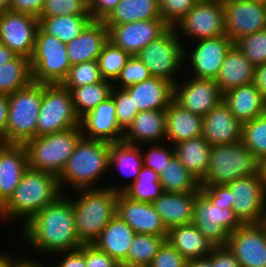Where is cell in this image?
<instances>
[{"label": "cell", "instance_id": "obj_56", "mask_svg": "<svg viewBox=\"0 0 266 267\" xmlns=\"http://www.w3.org/2000/svg\"><path fill=\"white\" fill-rule=\"evenodd\" d=\"M44 0H10L9 10L38 17Z\"/></svg>", "mask_w": 266, "mask_h": 267}, {"label": "cell", "instance_id": "obj_52", "mask_svg": "<svg viewBox=\"0 0 266 267\" xmlns=\"http://www.w3.org/2000/svg\"><path fill=\"white\" fill-rule=\"evenodd\" d=\"M200 191L217 207L232 209L234 197L230 188L224 185H200Z\"/></svg>", "mask_w": 266, "mask_h": 267}, {"label": "cell", "instance_id": "obj_58", "mask_svg": "<svg viewBox=\"0 0 266 267\" xmlns=\"http://www.w3.org/2000/svg\"><path fill=\"white\" fill-rule=\"evenodd\" d=\"M9 101L8 95L0 94V137L6 143V127L8 120Z\"/></svg>", "mask_w": 266, "mask_h": 267}, {"label": "cell", "instance_id": "obj_64", "mask_svg": "<svg viewBox=\"0 0 266 267\" xmlns=\"http://www.w3.org/2000/svg\"><path fill=\"white\" fill-rule=\"evenodd\" d=\"M259 175L266 186V157L259 161Z\"/></svg>", "mask_w": 266, "mask_h": 267}, {"label": "cell", "instance_id": "obj_42", "mask_svg": "<svg viewBox=\"0 0 266 267\" xmlns=\"http://www.w3.org/2000/svg\"><path fill=\"white\" fill-rule=\"evenodd\" d=\"M130 57L129 53L108 40L97 60L102 78L114 82Z\"/></svg>", "mask_w": 266, "mask_h": 267}, {"label": "cell", "instance_id": "obj_50", "mask_svg": "<svg viewBox=\"0 0 266 267\" xmlns=\"http://www.w3.org/2000/svg\"><path fill=\"white\" fill-rule=\"evenodd\" d=\"M167 145L161 146L158 144H153L147 152L142 154L143 155V164L145 167L154 170L157 175L160 177L162 174V170L167 165L169 160L175 155L174 146L172 147H165Z\"/></svg>", "mask_w": 266, "mask_h": 267}, {"label": "cell", "instance_id": "obj_18", "mask_svg": "<svg viewBox=\"0 0 266 267\" xmlns=\"http://www.w3.org/2000/svg\"><path fill=\"white\" fill-rule=\"evenodd\" d=\"M226 246L240 267H266V233L259 224H242L229 234Z\"/></svg>", "mask_w": 266, "mask_h": 267}, {"label": "cell", "instance_id": "obj_8", "mask_svg": "<svg viewBox=\"0 0 266 267\" xmlns=\"http://www.w3.org/2000/svg\"><path fill=\"white\" fill-rule=\"evenodd\" d=\"M32 81L44 84H61L72 66L66 44L38 27L35 46L30 58Z\"/></svg>", "mask_w": 266, "mask_h": 267}, {"label": "cell", "instance_id": "obj_30", "mask_svg": "<svg viewBox=\"0 0 266 267\" xmlns=\"http://www.w3.org/2000/svg\"><path fill=\"white\" fill-rule=\"evenodd\" d=\"M166 139L173 145L202 136L203 117L182 108L174 100L165 110Z\"/></svg>", "mask_w": 266, "mask_h": 267}, {"label": "cell", "instance_id": "obj_39", "mask_svg": "<svg viewBox=\"0 0 266 267\" xmlns=\"http://www.w3.org/2000/svg\"><path fill=\"white\" fill-rule=\"evenodd\" d=\"M32 82L30 59L17 55L0 66V94L11 95Z\"/></svg>", "mask_w": 266, "mask_h": 267}, {"label": "cell", "instance_id": "obj_51", "mask_svg": "<svg viewBox=\"0 0 266 267\" xmlns=\"http://www.w3.org/2000/svg\"><path fill=\"white\" fill-rule=\"evenodd\" d=\"M187 262L188 260L166 240L149 267H187Z\"/></svg>", "mask_w": 266, "mask_h": 267}, {"label": "cell", "instance_id": "obj_16", "mask_svg": "<svg viewBox=\"0 0 266 267\" xmlns=\"http://www.w3.org/2000/svg\"><path fill=\"white\" fill-rule=\"evenodd\" d=\"M106 27L108 40L134 56L170 26L162 18H155L120 25H106Z\"/></svg>", "mask_w": 266, "mask_h": 267}, {"label": "cell", "instance_id": "obj_20", "mask_svg": "<svg viewBox=\"0 0 266 267\" xmlns=\"http://www.w3.org/2000/svg\"><path fill=\"white\" fill-rule=\"evenodd\" d=\"M116 214L124 220L135 233L164 236L167 239L168 229L156 212L152 203L134 201L118 193Z\"/></svg>", "mask_w": 266, "mask_h": 267}, {"label": "cell", "instance_id": "obj_7", "mask_svg": "<svg viewBox=\"0 0 266 267\" xmlns=\"http://www.w3.org/2000/svg\"><path fill=\"white\" fill-rule=\"evenodd\" d=\"M257 173L259 161L241 141L214 145L211 148L207 173L200 185H224Z\"/></svg>", "mask_w": 266, "mask_h": 267}, {"label": "cell", "instance_id": "obj_41", "mask_svg": "<svg viewBox=\"0 0 266 267\" xmlns=\"http://www.w3.org/2000/svg\"><path fill=\"white\" fill-rule=\"evenodd\" d=\"M122 193L134 201L153 203L163 193V190L157 173L143 166L137 180Z\"/></svg>", "mask_w": 266, "mask_h": 267}, {"label": "cell", "instance_id": "obj_59", "mask_svg": "<svg viewBox=\"0 0 266 267\" xmlns=\"http://www.w3.org/2000/svg\"><path fill=\"white\" fill-rule=\"evenodd\" d=\"M253 83L266 98V63L255 67Z\"/></svg>", "mask_w": 266, "mask_h": 267}, {"label": "cell", "instance_id": "obj_47", "mask_svg": "<svg viewBox=\"0 0 266 267\" xmlns=\"http://www.w3.org/2000/svg\"><path fill=\"white\" fill-rule=\"evenodd\" d=\"M151 77L152 75L145 64L137 55H134L129 58L114 82L119 83L120 87H117L118 89H125Z\"/></svg>", "mask_w": 266, "mask_h": 267}, {"label": "cell", "instance_id": "obj_14", "mask_svg": "<svg viewBox=\"0 0 266 267\" xmlns=\"http://www.w3.org/2000/svg\"><path fill=\"white\" fill-rule=\"evenodd\" d=\"M233 194L235 217L241 224H258L262 215L266 186L259 173L226 184Z\"/></svg>", "mask_w": 266, "mask_h": 267}, {"label": "cell", "instance_id": "obj_11", "mask_svg": "<svg viewBox=\"0 0 266 267\" xmlns=\"http://www.w3.org/2000/svg\"><path fill=\"white\" fill-rule=\"evenodd\" d=\"M193 223L215 247L226 246L229 234L242 225L232 209L215 206L202 192L195 199Z\"/></svg>", "mask_w": 266, "mask_h": 267}, {"label": "cell", "instance_id": "obj_25", "mask_svg": "<svg viewBox=\"0 0 266 267\" xmlns=\"http://www.w3.org/2000/svg\"><path fill=\"white\" fill-rule=\"evenodd\" d=\"M108 41V29L103 21L92 20L81 34L66 44L71 65L98 60Z\"/></svg>", "mask_w": 266, "mask_h": 267}, {"label": "cell", "instance_id": "obj_24", "mask_svg": "<svg viewBox=\"0 0 266 267\" xmlns=\"http://www.w3.org/2000/svg\"><path fill=\"white\" fill-rule=\"evenodd\" d=\"M123 90L130 96L138 112L166 110L174 97V84L154 76Z\"/></svg>", "mask_w": 266, "mask_h": 267}, {"label": "cell", "instance_id": "obj_67", "mask_svg": "<svg viewBox=\"0 0 266 267\" xmlns=\"http://www.w3.org/2000/svg\"><path fill=\"white\" fill-rule=\"evenodd\" d=\"M113 267H136V266H133L131 264L122 261H118Z\"/></svg>", "mask_w": 266, "mask_h": 267}, {"label": "cell", "instance_id": "obj_2", "mask_svg": "<svg viewBox=\"0 0 266 267\" xmlns=\"http://www.w3.org/2000/svg\"><path fill=\"white\" fill-rule=\"evenodd\" d=\"M60 195L62 192L56 175L28 167L13 195L0 208V218L13 221L24 217L26 223Z\"/></svg>", "mask_w": 266, "mask_h": 267}, {"label": "cell", "instance_id": "obj_3", "mask_svg": "<svg viewBox=\"0 0 266 267\" xmlns=\"http://www.w3.org/2000/svg\"><path fill=\"white\" fill-rule=\"evenodd\" d=\"M109 150L110 143L82 136L58 176L62 194L65 190L64 185L68 183L75 191L95 188L94 184L109 169Z\"/></svg>", "mask_w": 266, "mask_h": 267}, {"label": "cell", "instance_id": "obj_5", "mask_svg": "<svg viewBox=\"0 0 266 267\" xmlns=\"http://www.w3.org/2000/svg\"><path fill=\"white\" fill-rule=\"evenodd\" d=\"M82 136L81 127L77 126L60 132L36 136L27 141L24 146L27 151L28 167L58 177Z\"/></svg>", "mask_w": 266, "mask_h": 267}, {"label": "cell", "instance_id": "obj_62", "mask_svg": "<svg viewBox=\"0 0 266 267\" xmlns=\"http://www.w3.org/2000/svg\"><path fill=\"white\" fill-rule=\"evenodd\" d=\"M187 267H212L210 257L191 259L187 262Z\"/></svg>", "mask_w": 266, "mask_h": 267}, {"label": "cell", "instance_id": "obj_23", "mask_svg": "<svg viewBox=\"0 0 266 267\" xmlns=\"http://www.w3.org/2000/svg\"><path fill=\"white\" fill-rule=\"evenodd\" d=\"M27 168L25 146L4 143L0 148V208L13 195Z\"/></svg>", "mask_w": 266, "mask_h": 267}, {"label": "cell", "instance_id": "obj_65", "mask_svg": "<svg viewBox=\"0 0 266 267\" xmlns=\"http://www.w3.org/2000/svg\"><path fill=\"white\" fill-rule=\"evenodd\" d=\"M258 224L263 228V230L266 233V198H265V203H264L262 215H261V218H260V221Z\"/></svg>", "mask_w": 266, "mask_h": 267}, {"label": "cell", "instance_id": "obj_22", "mask_svg": "<svg viewBox=\"0 0 266 267\" xmlns=\"http://www.w3.org/2000/svg\"><path fill=\"white\" fill-rule=\"evenodd\" d=\"M243 124L221 101L203 117L202 137L211 145L233 144L241 141Z\"/></svg>", "mask_w": 266, "mask_h": 267}, {"label": "cell", "instance_id": "obj_35", "mask_svg": "<svg viewBox=\"0 0 266 267\" xmlns=\"http://www.w3.org/2000/svg\"><path fill=\"white\" fill-rule=\"evenodd\" d=\"M155 18H161L159 0H121L103 22L120 25Z\"/></svg>", "mask_w": 266, "mask_h": 267}, {"label": "cell", "instance_id": "obj_15", "mask_svg": "<svg viewBox=\"0 0 266 267\" xmlns=\"http://www.w3.org/2000/svg\"><path fill=\"white\" fill-rule=\"evenodd\" d=\"M39 27L38 18L26 13L10 10L0 12V43L6 45L19 56L31 58L36 32Z\"/></svg>", "mask_w": 266, "mask_h": 267}, {"label": "cell", "instance_id": "obj_37", "mask_svg": "<svg viewBox=\"0 0 266 267\" xmlns=\"http://www.w3.org/2000/svg\"><path fill=\"white\" fill-rule=\"evenodd\" d=\"M163 192H201L200 181L174 155L159 177Z\"/></svg>", "mask_w": 266, "mask_h": 267}, {"label": "cell", "instance_id": "obj_33", "mask_svg": "<svg viewBox=\"0 0 266 267\" xmlns=\"http://www.w3.org/2000/svg\"><path fill=\"white\" fill-rule=\"evenodd\" d=\"M141 145L129 144L122 141L110 143L109 150V169L113 168V165L118 167L120 173L128 174L132 177V181L128 182L125 186H111L108 187L115 192H123L131 183L137 180L140 169L144 166L143 155L141 152Z\"/></svg>", "mask_w": 266, "mask_h": 267}, {"label": "cell", "instance_id": "obj_10", "mask_svg": "<svg viewBox=\"0 0 266 267\" xmlns=\"http://www.w3.org/2000/svg\"><path fill=\"white\" fill-rule=\"evenodd\" d=\"M178 36L175 28L169 27L137 54L152 76L166 79L173 84L177 81L173 76L183 67L186 50Z\"/></svg>", "mask_w": 266, "mask_h": 267}, {"label": "cell", "instance_id": "obj_57", "mask_svg": "<svg viewBox=\"0 0 266 267\" xmlns=\"http://www.w3.org/2000/svg\"><path fill=\"white\" fill-rule=\"evenodd\" d=\"M57 253H64L63 258L55 267H86L85 263V244H82L78 249L71 251H60ZM65 257V258H64Z\"/></svg>", "mask_w": 266, "mask_h": 267}, {"label": "cell", "instance_id": "obj_44", "mask_svg": "<svg viewBox=\"0 0 266 267\" xmlns=\"http://www.w3.org/2000/svg\"><path fill=\"white\" fill-rule=\"evenodd\" d=\"M103 80L98 61L95 60L72 65L67 77L61 84L70 91L73 88L101 82Z\"/></svg>", "mask_w": 266, "mask_h": 267}, {"label": "cell", "instance_id": "obj_36", "mask_svg": "<svg viewBox=\"0 0 266 267\" xmlns=\"http://www.w3.org/2000/svg\"><path fill=\"white\" fill-rule=\"evenodd\" d=\"M38 21L45 33L67 44L78 37L92 19L90 15H61L38 18Z\"/></svg>", "mask_w": 266, "mask_h": 267}, {"label": "cell", "instance_id": "obj_55", "mask_svg": "<svg viewBox=\"0 0 266 267\" xmlns=\"http://www.w3.org/2000/svg\"><path fill=\"white\" fill-rule=\"evenodd\" d=\"M209 257L212 267H240L239 262L227 246L214 247Z\"/></svg>", "mask_w": 266, "mask_h": 267}, {"label": "cell", "instance_id": "obj_43", "mask_svg": "<svg viewBox=\"0 0 266 267\" xmlns=\"http://www.w3.org/2000/svg\"><path fill=\"white\" fill-rule=\"evenodd\" d=\"M241 142L255 155L258 161L266 157V112L243 123Z\"/></svg>", "mask_w": 266, "mask_h": 267}, {"label": "cell", "instance_id": "obj_4", "mask_svg": "<svg viewBox=\"0 0 266 267\" xmlns=\"http://www.w3.org/2000/svg\"><path fill=\"white\" fill-rule=\"evenodd\" d=\"M79 197L71 199L76 234L81 244H93L103 228L116 215L118 193L110 188L98 187L76 190Z\"/></svg>", "mask_w": 266, "mask_h": 267}, {"label": "cell", "instance_id": "obj_21", "mask_svg": "<svg viewBox=\"0 0 266 267\" xmlns=\"http://www.w3.org/2000/svg\"><path fill=\"white\" fill-rule=\"evenodd\" d=\"M82 135L88 139L115 143L123 140L124 131L116 119V107L112 97L101 102L80 119Z\"/></svg>", "mask_w": 266, "mask_h": 267}, {"label": "cell", "instance_id": "obj_53", "mask_svg": "<svg viewBox=\"0 0 266 267\" xmlns=\"http://www.w3.org/2000/svg\"><path fill=\"white\" fill-rule=\"evenodd\" d=\"M86 267H113L117 261L94 244H85Z\"/></svg>", "mask_w": 266, "mask_h": 267}, {"label": "cell", "instance_id": "obj_19", "mask_svg": "<svg viewBox=\"0 0 266 267\" xmlns=\"http://www.w3.org/2000/svg\"><path fill=\"white\" fill-rule=\"evenodd\" d=\"M174 84L173 100L185 110L204 117L223 101V93L215 80L191 77L184 83Z\"/></svg>", "mask_w": 266, "mask_h": 267}, {"label": "cell", "instance_id": "obj_34", "mask_svg": "<svg viewBox=\"0 0 266 267\" xmlns=\"http://www.w3.org/2000/svg\"><path fill=\"white\" fill-rule=\"evenodd\" d=\"M175 156L184 168L201 181L208 170L212 146L202 137H196L173 145Z\"/></svg>", "mask_w": 266, "mask_h": 267}, {"label": "cell", "instance_id": "obj_40", "mask_svg": "<svg viewBox=\"0 0 266 267\" xmlns=\"http://www.w3.org/2000/svg\"><path fill=\"white\" fill-rule=\"evenodd\" d=\"M165 241L164 236L136 233L127 257L122 262L136 267H149L153 257Z\"/></svg>", "mask_w": 266, "mask_h": 267}, {"label": "cell", "instance_id": "obj_17", "mask_svg": "<svg viewBox=\"0 0 266 267\" xmlns=\"http://www.w3.org/2000/svg\"><path fill=\"white\" fill-rule=\"evenodd\" d=\"M196 42L195 48L188 53L190 55L187 56V50L184 51V57L190 60L188 67L193 70L192 76L216 80L224 58L234 42L226 34Z\"/></svg>", "mask_w": 266, "mask_h": 267}, {"label": "cell", "instance_id": "obj_13", "mask_svg": "<svg viewBox=\"0 0 266 267\" xmlns=\"http://www.w3.org/2000/svg\"><path fill=\"white\" fill-rule=\"evenodd\" d=\"M225 34L240 37L266 29V4L255 0H223Z\"/></svg>", "mask_w": 266, "mask_h": 267}, {"label": "cell", "instance_id": "obj_31", "mask_svg": "<svg viewBox=\"0 0 266 267\" xmlns=\"http://www.w3.org/2000/svg\"><path fill=\"white\" fill-rule=\"evenodd\" d=\"M166 240L187 260L206 258L215 247L193 222L172 227Z\"/></svg>", "mask_w": 266, "mask_h": 267}, {"label": "cell", "instance_id": "obj_29", "mask_svg": "<svg viewBox=\"0 0 266 267\" xmlns=\"http://www.w3.org/2000/svg\"><path fill=\"white\" fill-rule=\"evenodd\" d=\"M254 73L255 66L233 45L227 52L215 81L221 92L225 93L232 88L252 83Z\"/></svg>", "mask_w": 266, "mask_h": 267}, {"label": "cell", "instance_id": "obj_46", "mask_svg": "<svg viewBox=\"0 0 266 267\" xmlns=\"http://www.w3.org/2000/svg\"><path fill=\"white\" fill-rule=\"evenodd\" d=\"M61 15H90L89 0H44L43 8L37 18Z\"/></svg>", "mask_w": 266, "mask_h": 267}, {"label": "cell", "instance_id": "obj_69", "mask_svg": "<svg viewBox=\"0 0 266 267\" xmlns=\"http://www.w3.org/2000/svg\"><path fill=\"white\" fill-rule=\"evenodd\" d=\"M255 1H259V2H262V3H266V0H255Z\"/></svg>", "mask_w": 266, "mask_h": 267}, {"label": "cell", "instance_id": "obj_48", "mask_svg": "<svg viewBox=\"0 0 266 267\" xmlns=\"http://www.w3.org/2000/svg\"><path fill=\"white\" fill-rule=\"evenodd\" d=\"M115 88L112 89L111 97L115 103L118 125L125 132L139 112L134 108L130 96L123 89Z\"/></svg>", "mask_w": 266, "mask_h": 267}, {"label": "cell", "instance_id": "obj_1", "mask_svg": "<svg viewBox=\"0 0 266 267\" xmlns=\"http://www.w3.org/2000/svg\"><path fill=\"white\" fill-rule=\"evenodd\" d=\"M23 226L22 238L40 252L71 251L82 245L76 234L71 199L64 194L37 212Z\"/></svg>", "mask_w": 266, "mask_h": 267}, {"label": "cell", "instance_id": "obj_49", "mask_svg": "<svg viewBox=\"0 0 266 267\" xmlns=\"http://www.w3.org/2000/svg\"><path fill=\"white\" fill-rule=\"evenodd\" d=\"M199 0H159L161 18L174 27Z\"/></svg>", "mask_w": 266, "mask_h": 267}, {"label": "cell", "instance_id": "obj_66", "mask_svg": "<svg viewBox=\"0 0 266 267\" xmlns=\"http://www.w3.org/2000/svg\"><path fill=\"white\" fill-rule=\"evenodd\" d=\"M10 0H0V12L9 10Z\"/></svg>", "mask_w": 266, "mask_h": 267}, {"label": "cell", "instance_id": "obj_63", "mask_svg": "<svg viewBox=\"0 0 266 267\" xmlns=\"http://www.w3.org/2000/svg\"><path fill=\"white\" fill-rule=\"evenodd\" d=\"M14 260V257H11L6 253H0V267H10Z\"/></svg>", "mask_w": 266, "mask_h": 267}, {"label": "cell", "instance_id": "obj_38", "mask_svg": "<svg viewBox=\"0 0 266 267\" xmlns=\"http://www.w3.org/2000/svg\"><path fill=\"white\" fill-rule=\"evenodd\" d=\"M112 83L111 81L103 80L70 90L74 110L80 119L95 109L101 102L111 97L114 87V83Z\"/></svg>", "mask_w": 266, "mask_h": 267}, {"label": "cell", "instance_id": "obj_54", "mask_svg": "<svg viewBox=\"0 0 266 267\" xmlns=\"http://www.w3.org/2000/svg\"><path fill=\"white\" fill-rule=\"evenodd\" d=\"M121 0H89V12L92 20L104 21Z\"/></svg>", "mask_w": 266, "mask_h": 267}, {"label": "cell", "instance_id": "obj_26", "mask_svg": "<svg viewBox=\"0 0 266 267\" xmlns=\"http://www.w3.org/2000/svg\"><path fill=\"white\" fill-rule=\"evenodd\" d=\"M200 192H163L152 204L169 230L193 222L196 196Z\"/></svg>", "mask_w": 266, "mask_h": 267}, {"label": "cell", "instance_id": "obj_68", "mask_svg": "<svg viewBox=\"0 0 266 267\" xmlns=\"http://www.w3.org/2000/svg\"><path fill=\"white\" fill-rule=\"evenodd\" d=\"M4 144L3 139L0 137V148L2 147V145Z\"/></svg>", "mask_w": 266, "mask_h": 267}, {"label": "cell", "instance_id": "obj_61", "mask_svg": "<svg viewBox=\"0 0 266 267\" xmlns=\"http://www.w3.org/2000/svg\"><path fill=\"white\" fill-rule=\"evenodd\" d=\"M17 54L10 50L6 45L0 43V66L13 60Z\"/></svg>", "mask_w": 266, "mask_h": 267}, {"label": "cell", "instance_id": "obj_28", "mask_svg": "<svg viewBox=\"0 0 266 267\" xmlns=\"http://www.w3.org/2000/svg\"><path fill=\"white\" fill-rule=\"evenodd\" d=\"M166 139L165 110L141 111L124 132L123 141L129 144H150Z\"/></svg>", "mask_w": 266, "mask_h": 267}, {"label": "cell", "instance_id": "obj_32", "mask_svg": "<svg viewBox=\"0 0 266 267\" xmlns=\"http://www.w3.org/2000/svg\"><path fill=\"white\" fill-rule=\"evenodd\" d=\"M135 234V231L116 214L93 244L117 262L123 261L127 257Z\"/></svg>", "mask_w": 266, "mask_h": 267}, {"label": "cell", "instance_id": "obj_27", "mask_svg": "<svg viewBox=\"0 0 266 267\" xmlns=\"http://www.w3.org/2000/svg\"><path fill=\"white\" fill-rule=\"evenodd\" d=\"M223 101L242 124L266 112V98L253 82L226 91Z\"/></svg>", "mask_w": 266, "mask_h": 267}, {"label": "cell", "instance_id": "obj_6", "mask_svg": "<svg viewBox=\"0 0 266 267\" xmlns=\"http://www.w3.org/2000/svg\"><path fill=\"white\" fill-rule=\"evenodd\" d=\"M42 95L43 83L33 81L26 87L8 95L6 143L24 145L37 136V120Z\"/></svg>", "mask_w": 266, "mask_h": 267}, {"label": "cell", "instance_id": "obj_9", "mask_svg": "<svg viewBox=\"0 0 266 267\" xmlns=\"http://www.w3.org/2000/svg\"><path fill=\"white\" fill-rule=\"evenodd\" d=\"M80 126L70 91L62 84H44L37 120V136Z\"/></svg>", "mask_w": 266, "mask_h": 267}, {"label": "cell", "instance_id": "obj_12", "mask_svg": "<svg viewBox=\"0 0 266 267\" xmlns=\"http://www.w3.org/2000/svg\"><path fill=\"white\" fill-rule=\"evenodd\" d=\"M174 28L194 40L224 35L223 0H199Z\"/></svg>", "mask_w": 266, "mask_h": 267}, {"label": "cell", "instance_id": "obj_45", "mask_svg": "<svg viewBox=\"0 0 266 267\" xmlns=\"http://www.w3.org/2000/svg\"><path fill=\"white\" fill-rule=\"evenodd\" d=\"M234 45L255 67L266 63V29L240 37Z\"/></svg>", "mask_w": 266, "mask_h": 267}, {"label": "cell", "instance_id": "obj_60", "mask_svg": "<svg viewBox=\"0 0 266 267\" xmlns=\"http://www.w3.org/2000/svg\"><path fill=\"white\" fill-rule=\"evenodd\" d=\"M19 258H17L16 260H14L11 263L10 267H47L44 264H42L41 262L39 263V260L35 261L33 259L29 260V258L26 257V259L22 258L20 260H18ZM24 259V260H23Z\"/></svg>", "mask_w": 266, "mask_h": 267}]
</instances>
